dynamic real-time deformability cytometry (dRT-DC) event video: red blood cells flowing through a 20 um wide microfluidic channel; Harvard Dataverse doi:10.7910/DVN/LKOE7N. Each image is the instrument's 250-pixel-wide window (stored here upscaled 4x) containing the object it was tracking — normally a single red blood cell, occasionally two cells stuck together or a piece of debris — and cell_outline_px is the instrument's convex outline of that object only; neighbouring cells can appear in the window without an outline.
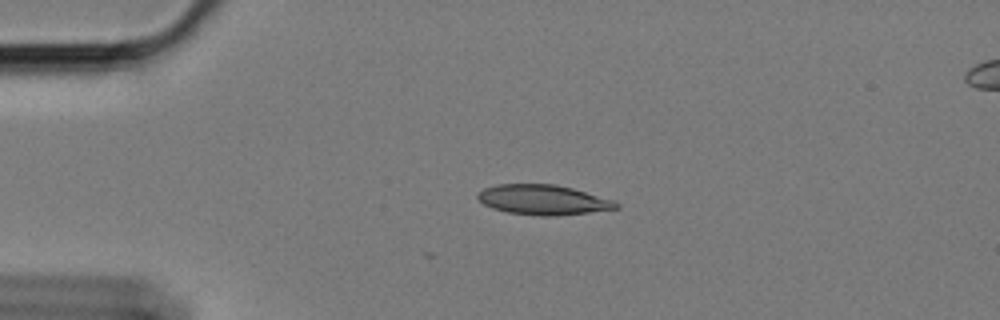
{"species": "Egyptian fruit bat (a non-hibernating species)", "species_latin": "Rousettus aegyptiacus", "temperature_condition": "cold", "stored_images_in_passage": 5, "camera_frame_rate_fps": 3000, "um_per_image_px": 0.085, "animal": {"sex": "female"}, "frame": {"image": 1, "passage_image": 1, "time_ms": 0.0, "image_size_px": [1000, 320], "cell_outline_px": [[620, 208], [588, 212], [548, 216], [540, 216], [508, 212], [492, 208], [484, 204], [476, 196], [484, 188], [496, 184], [556, 184], [572, 188], [612, 200], [620, 204]], "centroid_in_image_um": [46.15, 16.98], "position_along_channel_um": 38.9, "area_um2": 23.87}}